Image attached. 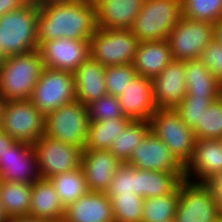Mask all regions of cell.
<instances>
[{
  "label": "cell",
  "instance_id": "cell-1",
  "mask_svg": "<svg viewBox=\"0 0 222 222\" xmlns=\"http://www.w3.org/2000/svg\"><path fill=\"white\" fill-rule=\"evenodd\" d=\"M37 37L39 46L50 40H90L97 29L95 3L39 0Z\"/></svg>",
  "mask_w": 222,
  "mask_h": 222
},
{
  "label": "cell",
  "instance_id": "cell-2",
  "mask_svg": "<svg viewBox=\"0 0 222 222\" xmlns=\"http://www.w3.org/2000/svg\"><path fill=\"white\" fill-rule=\"evenodd\" d=\"M39 9V0H29L20 8L0 17V50L4 58L39 49Z\"/></svg>",
  "mask_w": 222,
  "mask_h": 222
},
{
  "label": "cell",
  "instance_id": "cell-3",
  "mask_svg": "<svg viewBox=\"0 0 222 222\" xmlns=\"http://www.w3.org/2000/svg\"><path fill=\"white\" fill-rule=\"evenodd\" d=\"M43 69L39 49L5 57L0 63V95L7 101L30 99Z\"/></svg>",
  "mask_w": 222,
  "mask_h": 222
},
{
  "label": "cell",
  "instance_id": "cell-4",
  "mask_svg": "<svg viewBox=\"0 0 222 222\" xmlns=\"http://www.w3.org/2000/svg\"><path fill=\"white\" fill-rule=\"evenodd\" d=\"M182 17L181 0H146L130 30L140 42L165 40Z\"/></svg>",
  "mask_w": 222,
  "mask_h": 222
},
{
  "label": "cell",
  "instance_id": "cell-5",
  "mask_svg": "<svg viewBox=\"0 0 222 222\" xmlns=\"http://www.w3.org/2000/svg\"><path fill=\"white\" fill-rule=\"evenodd\" d=\"M89 127L88 106L75 100L45 116L44 135L84 149Z\"/></svg>",
  "mask_w": 222,
  "mask_h": 222
},
{
  "label": "cell",
  "instance_id": "cell-6",
  "mask_svg": "<svg viewBox=\"0 0 222 222\" xmlns=\"http://www.w3.org/2000/svg\"><path fill=\"white\" fill-rule=\"evenodd\" d=\"M139 42L130 29L97 28L90 38V57L105 67L131 64Z\"/></svg>",
  "mask_w": 222,
  "mask_h": 222
},
{
  "label": "cell",
  "instance_id": "cell-7",
  "mask_svg": "<svg viewBox=\"0 0 222 222\" xmlns=\"http://www.w3.org/2000/svg\"><path fill=\"white\" fill-rule=\"evenodd\" d=\"M151 131L171 150L185 166L195 147V132L187 127L174 109H157L150 119Z\"/></svg>",
  "mask_w": 222,
  "mask_h": 222
},
{
  "label": "cell",
  "instance_id": "cell-8",
  "mask_svg": "<svg viewBox=\"0 0 222 222\" xmlns=\"http://www.w3.org/2000/svg\"><path fill=\"white\" fill-rule=\"evenodd\" d=\"M30 100L44 116L62 105L75 101L76 90L73 74L44 67Z\"/></svg>",
  "mask_w": 222,
  "mask_h": 222
},
{
  "label": "cell",
  "instance_id": "cell-9",
  "mask_svg": "<svg viewBox=\"0 0 222 222\" xmlns=\"http://www.w3.org/2000/svg\"><path fill=\"white\" fill-rule=\"evenodd\" d=\"M45 116L30 99L6 101L2 131L14 141L34 144L44 136Z\"/></svg>",
  "mask_w": 222,
  "mask_h": 222
},
{
  "label": "cell",
  "instance_id": "cell-10",
  "mask_svg": "<svg viewBox=\"0 0 222 222\" xmlns=\"http://www.w3.org/2000/svg\"><path fill=\"white\" fill-rule=\"evenodd\" d=\"M214 40V23L182 17L167 37L173 59L197 60Z\"/></svg>",
  "mask_w": 222,
  "mask_h": 222
},
{
  "label": "cell",
  "instance_id": "cell-11",
  "mask_svg": "<svg viewBox=\"0 0 222 222\" xmlns=\"http://www.w3.org/2000/svg\"><path fill=\"white\" fill-rule=\"evenodd\" d=\"M220 216L221 208L203 183L186 179L181 182L176 222H216Z\"/></svg>",
  "mask_w": 222,
  "mask_h": 222
},
{
  "label": "cell",
  "instance_id": "cell-12",
  "mask_svg": "<svg viewBox=\"0 0 222 222\" xmlns=\"http://www.w3.org/2000/svg\"><path fill=\"white\" fill-rule=\"evenodd\" d=\"M33 146L42 179H49L57 174L81 167L83 149L79 146L63 143L45 135L40 137Z\"/></svg>",
  "mask_w": 222,
  "mask_h": 222
},
{
  "label": "cell",
  "instance_id": "cell-13",
  "mask_svg": "<svg viewBox=\"0 0 222 222\" xmlns=\"http://www.w3.org/2000/svg\"><path fill=\"white\" fill-rule=\"evenodd\" d=\"M33 144L15 141L0 157V180L33 184L40 179Z\"/></svg>",
  "mask_w": 222,
  "mask_h": 222
},
{
  "label": "cell",
  "instance_id": "cell-14",
  "mask_svg": "<svg viewBox=\"0 0 222 222\" xmlns=\"http://www.w3.org/2000/svg\"><path fill=\"white\" fill-rule=\"evenodd\" d=\"M44 67L73 73L90 57V40L60 38L39 46Z\"/></svg>",
  "mask_w": 222,
  "mask_h": 222
},
{
  "label": "cell",
  "instance_id": "cell-15",
  "mask_svg": "<svg viewBox=\"0 0 222 222\" xmlns=\"http://www.w3.org/2000/svg\"><path fill=\"white\" fill-rule=\"evenodd\" d=\"M127 164L142 170L185 173L184 166L151 130L135 148Z\"/></svg>",
  "mask_w": 222,
  "mask_h": 222
},
{
  "label": "cell",
  "instance_id": "cell-16",
  "mask_svg": "<svg viewBox=\"0 0 222 222\" xmlns=\"http://www.w3.org/2000/svg\"><path fill=\"white\" fill-rule=\"evenodd\" d=\"M151 80L157 109H174L187 95L185 61L173 59Z\"/></svg>",
  "mask_w": 222,
  "mask_h": 222
},
{
  "label": "cell",
  "instance_id": "cell-17",
  "mask_svg": "<svg viewBox=\"0 0 222 222\" xmlns=\"http://www.w3.org/2000/svg\"><path fill=\"white\" fill-rule=\"evenodd\" d=\"M122 164L110 150L83 149L81 167L89 191L106 192Z\"/></svg>",
  "mask_w": 222,
  "mask_h": 222
},
{
  "label": "cell",
  "instance_id": "cell-18",
  "mask_svg": "<svg viewBox=\"0 0 222 222\" xmlns=\"http://www.w3.org/2000/svg\"><path fill=\"white\" fill-rule=\"evenodd\" d=\"M125 117L133 121H150L157 110L153 99L152 80L137 75L118 97Z\"/></svg>",
  "mask_w": 222,
  "mask_h": 222
},
{
  "label": "cell",
  "instance_id": "cell-19",
  "mask_svg": "<svg viewBox=\"0 0 222 222\" xmlns=\"http://www.w3.org/2000/svg\"><path fill=\"white\" fill-rule=\"evenodd\" d=\"M62 222H115L111 198L105 192L89 191L65 208Z\"/></svg>",
  "mask_w": 222,
  "mask_h": 222
},
{
  "label": "cell",
  "instance_id": "cell-20",
  "mask_svg": "<svg viewBox=\"0 0 222 222\" xmlns=\"http://www.w3.org/2000/svg\"><path fill=\"white\" fill-rule=\"evenodd\" d=\"M185 179L194 175L203 183L209 176L222 172V147L216 139L195 140V147L188 163L184 166ZM192 174V175H191Z\"/></svg>",
  "mask_w": 222,
  "mask_h": 222
},
{
  "label": "cell",
  "instance_id": "cell-21",
  "mask_svg": "<svg viewBox=\"0 0 222 222\" xmlns=\"http://www.w3.org/2000/svg\"><path fill=\"white\" fill-rule=\"evenodd\" d=\"M146 0H95L97 28L130 29Z\"/></svg>",
  "mask_w": 222,
  "mask_h": 222
},
{
  "label": "cell",
  "instance_id": "cell-22",
  "mask_svg": "<svg viewBox=\"0 0 222 222\" xmlns=\"http://www.w3.org/2000/svg\"><path fill=\"white\" fill-rule=\"evenodd\" d=\"M105 66L89 57L72 74L76 100L84 105L107 95Z\"/></svg>",
  "mask_w": 222,
  "mask_h": 222
},
{
  "label": "cell",
  "instance_id": "cell-23",
  "mask_svg": "<svg viewBox=\"0 0 222 222\" xmlns=\"http://www.w3.org/2000/svg\"><path fill=\"white\" fill-rule=\"evenodd\" d=\"M173 60L170 45L165 40L139 42L133 66L137 75L154 78Z\"/></svg>",
  "mask_w": 222,
  "mask_h": 222
},
{
  "label": "cell",
  "instance_id": "cell-24",
  "mask_svg": "<svg viewBox=\"0 0 222 222\" xmlns=\"http://www.w3.org/2000/svg\"><path fill=\"white\" fill-rule=\"evenodd\" d=\"M65 207L49 179L40 178L32 184L31 205L28 217L62 222Z\"/></svg>",
  "mask_w": 222,
  "mask_h": 222
},
{
  "label": "cell",
  "instance_id": "cell-25",
  "mask_svg": "<svg viewBox=\"0 0 222 222\" xmlns=\"http://www.w3.org/2000/svg\"><path fill=\"white\" fill-rule=\"evenodd\" d=\"M185 179V173L160 172L136 168L135 194L144 199L174 193Z\"/></svg>",
  "mask_w": 222,
  "mask_h": 222
},
{
  "label": "cell",
  "instance_id": "cell-26",
  "mask_svg": "<svg viewBox=\"0 0 222 222\" xmlns=\"http://www.w3.org/2000/svg\"><path fill=\"white\" fill-rule=\"evenodd\" d=\"M187 95L196 97H220L222 84L199 60H185Z\"/></svg>",
  "mask_w": 222,
  "mask_h": 222
},
{
  "label": "cell",
  "instance_id": "cell-27",
  "mask_svg": "<svg viewBox=\"0 0 222 222\" xmlns=\"http://www.w3.org/2000/svg\"><path fill=\"white\" fill-rule=\"evenodd\" d=\"M32 184L0 180V200L9 219L29 215Z\"/></svg>",
  "mask_w": 222,
  "mask_h": 222
},
{
  "label": "cell",
  "instance_id": "cell-28",
  "mask_svg": "<svg viewBox=\"0 0 222 222\" xmlns=\"http://www.w3.org/2000/svg\"><path fill=\"white\" fill-rule=\"evenodd\" d=\"M130 118H112L104 121L90 120L88 137L84 149L109 150Z\"/></svg>",
  "mask_w": 222,
  "mask_h": 222
},
{
  "label": "cell",
  "instance_id": "cell-29",
  "mask_svg": "<svg viewBox=\"0 0 222 222\" xmlns=\"http://www.w3.org/2000/svg\"><path fill=\"white\" fill-rule=\"evenodd\" d=\"M66 208L89 192L82 167L49 178Z\"/></svg>",
  "mask_w": 222,
  "mask_h": 222
},
{
  "label": "cell",
  "instance_id": "cell-30",
  "mask_svg": "<svg viewBox=\"0 0 222 222\" xmlns=\"http://www.w3.org/2000/svg\"><path fill=\"white\" fill-rule=\"evenodd\" d=\"M151 130L150 121H131L109 149L122 163H127L135 148Z\"/></svg>",
  "mask_w": 222,
  "mask_h": 222
},
{
  "label": "cell",
  "instance_id": "cell-31",
  "mask_svg": "<svg viewBox=\"0 0 222 222\" xmlns=\"http://www.w3.org/2000/svg\"><path fill=\"white\" fill-rule=\"evenodd\" d=\"M179 188L171 194L144 200L142 222H160L175 219Z\"/></svg>",
  "mask_w": 222,
  "mask_h": 222
},
{
  "label": "cell",
  "instance_id": "cell-32",
  "mask_svg": "<svg viewBox=\"0 0 222 222\" xmlns=\"http://www.w3.org/2000/svg\"><path fill=\"white\" fill-rule=\"evenodd\" d=\"M193 130L198 139L219 140L222 137V95L206 108Z\"/></svg>",
  "mask_w": 222,
  "mask_h": 222
},
{
  "label": "cell",
  "instance_id": "cell-33",
  "mask_svg": "<svg viewBox=\"0 0 222 222\" xmlns=\"http://www.w3.org/2000/svg\"><path fill=\"white\" fill-rule=\"evenodd\" d=\"M144 198L130 193L111 198L115 222H142Z\"/></svg>",
  "mask_w": 222,
  "mask_h": 222
},
{
  "label": "cell",
  "instance_id": "cell-34",
  "mask_svg": "<svg viewBox=\"0 0 222 222\" xmlns=\"http://www.w3.org/2000/svg\"><path fill=\"white\" fill-rule=\"evenodd\" d=\"M184 17L215 23L222 18V0H181Z\"/></svg>",
  "mask_w": 222,
  "mask_h": 222
},
{
  "label": "cell",
  "instance_id": "cell-35",
  "mask_svg": "<svg viewBox=\"0 0 222 222\" xmlns=\"http://www.w3.org/2000/svg\"><path fill=\"white\" fill-rule=\"evenodd\" d=\"M219 97H196L186 95L174 108L187 127L194 129L206 108Z\"/></svg>",
  "mask_w": 222,
  "mask_h": 222
},
{
  "label": "cell",
  "instance_id": "cell-36",
  "mask_svg": "<svg viewBox=\"0 0 222 222\" xmlns=\"http://www.w3.org/2000/svg\"><path fill=\"white\" fill-rule=\"evenodd\" d=\"M136 76L137 72L132 63L107 66L105 68L107 93L119 97Z\"/></svg>",
  "mask_w": 222,
  "mask_h": 222
},
{
  "label": "cell",
  "instance_id": "cell-37",
  "mask_svg": "<svg viewBox=\"0 0 222 222\" xmlns=\"http://www.w3.org/2000/svg\"><path fill=\"white\" fill-rule=\"evenodd\" d=\"M87 106L90 120L104 121L112 118H127L122 111L118 97L113 95L102 96Z\"/></svg>",
  "mask_w": 222,
  "mask_h": 222
},
{
  "label": "cell",
  "instance_id": "cell-38",
  "mask_svg": "<svg viewBox=\"0 0 222 222\" xmlns=\"http://www.w3.org/2000/svg\"><path fill=\"white\" fill-rule=\"evenodd\" d=\"M136 190V167L123 163L114 174L106 194L112 198L114 195H126Z\"/></svg>",
  "mask_w": 222,
  "mask_h": 222
},
{
  "label": "cell",
  "instance_id": "cell-39",
  "mask_svg": "<svg viewBox=\"0 0 222 222\" xmlns=\"http://www.w3.org/2000/svg\"><path fill=\"white\" fill-rule=\"evenodd\" d=\"M222 84V44L212 40L198 58Z\"/></svg>",
  "mask_w": 222,
  "mask_h": 222
},
{
  "label": "cell",
  "instance_id": "cell-40",
  "mask_svg": "<svg viewBox=\"0 0 222 222\" xmlns=\"http://www.w3.org/2000/svg\"><path fill=\"white\" fill-rule=\"evenodd\" d=\"M203 184L208 188L215 203L222 208V172L209 176Z\"/></svg>",
  "mask_w": 222,
  "mask_h": 222
},
{
  "label": "cell",
  "instance_id": "cell-41",
  "mask_svg": "<svg viewBox=\"0 0 222 222\" xmlns=\"http://www.w3.org/2000/svg\"><path fill=\"white\" fill-rule=\"evenodd\" d=\"M29 0H0V17L8 12L14 11Z\"/></svg>",
  "mask_w": 222,
  "mask_h": 222
},
{
  "label": "cell",
  "instance_id": "cell-42",
  "mask_svg": "<svg viewBox=\"0 0 222 222\" xmlns=\"http://www.w3.org/2000/svg\"><path fill=\"white\" fill-rule=\"evenodd\" d=\"M15 141L6 133L0 130V157L5 153L6 149Z\"/></svg>",
  "mask_w": 222,
  "mask_h": 222
},
{
  "label": "cell",
  "instance_id": "cell-43",
  "mask_svg": "<svg viewBox=\"0 0 222 222\" xmlns=\"http://www.w3.org/2000/svg\"><path fill=\"white\" fill-rule=\"evenodd\" d=\"M214 39L222 44V18L214 23Z\"/></svg>",
  "mask_w": 222,
  "mask_h": 222
},
{
  "label": "cell",
  "instance_id": "cell-44",
  "mask_svg": "<svg viewBox=\"0 0 222 222\" xmlns=\"http://www.w3.org/2000/svg\"><path fill=\"white\" fill-rule=\"evenodd\" d=\"M7 222H51V221L44 220V219H35V218H30L26 216V217L11 218V219H8Z\"/></svg>",
  "mask_w": 222,
  "mask_h": 222
},
{
  "label": "cell",
  "instance_id": "cell-45",
  "mask_svg": "<svg viewBox=\"0 0 222 222\" xmlns=\"http://www.w3.org/2000/svg\"><path fill=\"white\" fill-rule=\"evenodd\" d=\"M6 99H4L1 95H0V130L2 129V118H3V111H4V107L6 104Z\"/></svg>",
  "mask_w": 222,
  "mask_h": 222
},
{
  "label": "cell",
  "instance_id": "cell-46",
  "mask_svg": "<svg viewBox=\"0 0 222 222\" xmlns=\"http://www.w3.org/2000/svg\"><path fill=\"white\" fill-rule=\"evenodd\" d=\"M7 215L4 213V209L2 206V202L0 200V222H7L8 221Z\"/></svg>",
  "mask_w": 222,
  "mask_h": 222
},
{
  "label": "cell",
  "instance_id": "cell-47",
  "mask_svg": "<svg viewBox=\"0 0 222 222\" xmlns=\"http://www.w3.org/2000/svg\"><path fill=\"white\" fill-rule=\"evenodd\" d=\"M61 1H82V2H88V3H95V0H61Z\"/></svg>",
  "mask_w": 222,
  "mask_h": 222
},
{
  "label": "cell",
  "instance_id": "cell-48",
  "mask_svg": "<svg viewBox=\"0 0 222 222\" xmlns=\"http://www.w3.org/2000/svg\"><path fill=\"white\" fill-rule=\"evenodd\" d=\"M160 222H176L175 219H169V220H166V221H160Z\"/></svg>",
  "mask_w": 222,
  "mask_h": 222
},
{
  "label": "cell",
  "instance_id": "cell-49",
  "mask_svg": "<svg viewBox=\"0 0 222 222\" xmlns=\"http://www.w3.org/2000/svg\"><path fill=\"white\" fill-rule=\"evenodd\" d=\"M4 57L3 55L1 54V50H0V63L3 61Z\"/></svg>",
  "mask_w": 222,
  "mask_h": 222
},
{
  "label": "cell",
  "instance_id": "cell-50",
  "mask_svg": "<svg viewBox=\"0 0 222 222\" xmlns=\"http://www.w3.org/2000/svg\"><path fill=\"white\" fill-rule=\"evenodd\" d=\"M216 222H222V215L218 218Z\"/></svg>",
  "mask_w": 222,
  "mask_h": 222
},
{
  "label": "cell",
  "instance_id": "cell-51",
  "mask_svg": "<svg viewBox=\"0 0 222 222\" xmlns=\"http://www.w3.org/2000/svg\"><path fill=\"white\" fill-rule=\"evenodd\" d=\"M219 142H220L221 147H222V137L219 139Z\"/></svg>",
  "mask_w": 222,
  "mask_h": 222
}]
</instances>
